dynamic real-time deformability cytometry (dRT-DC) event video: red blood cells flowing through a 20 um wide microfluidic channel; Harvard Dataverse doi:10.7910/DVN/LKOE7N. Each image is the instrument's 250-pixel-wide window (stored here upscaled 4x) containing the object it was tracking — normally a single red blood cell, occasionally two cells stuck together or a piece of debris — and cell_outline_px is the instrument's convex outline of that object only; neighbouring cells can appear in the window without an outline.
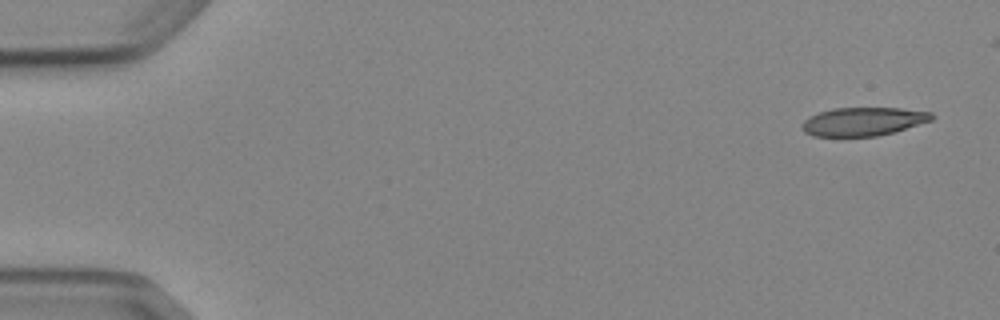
{"species": "Egyptian fruit bat (a non-hibernating species)", "species_latin": "Rousettus aegyptiacus", "temperature_condition": "cold", "stored_images_in_passage": 6, "camera_frame_rate_fps": 3000, "um_per_image_px": 0.085, "animal": {"sex": "female"}, "frame": {"image": 1, "passage_image": 1, "time_ms": 0.0, "image_size_px": [1000, 320], "cell_outline_px": [[936, 116], [932, 120], [892, 132], [876, 136], [812, 136], [804, 132], [800, 124], [808, 116], [832, 108], [900, 108], [932, 112]], "centroid_in_image_um": [73.34, 10.32], "position_along_channel_um": 11.7, "area_um2": 21.5}}
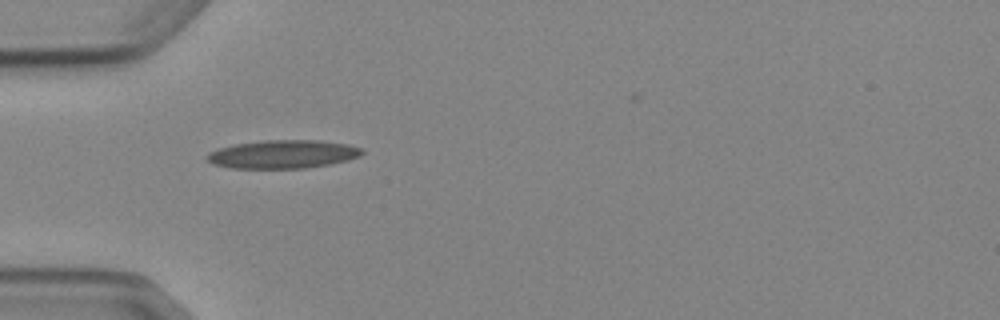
{"frame": {"image": 2, "passage_image": 5, "time_ms": 4.667, "image_size_px": [1000, 320], "cell_outline_px": [[364, 152], [360, 156], [348, 160], [328, 164], [304, 168], [232, 168], [212, 164], [204, 156], [208, 152], [232, 144], [264, 140], [316, 140], [348, 144], [360, 148]], "centroid_in_image_um": [24.01, 13.1], "position_along_channel_um": 61.0, "area_um2": 25.61}}
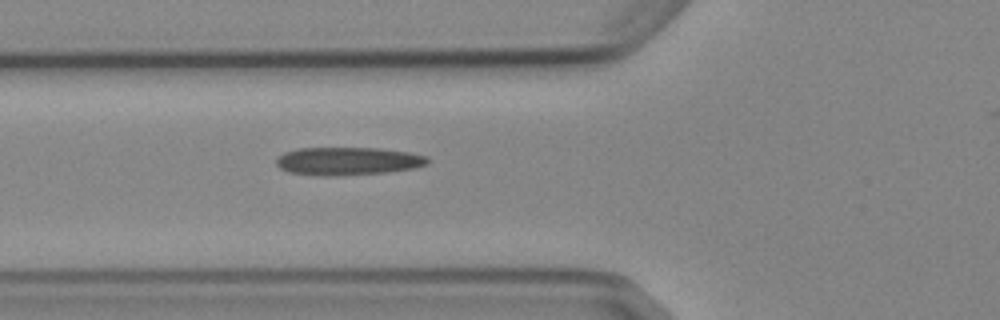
{"frame": {"image": 3, "passage_image": 6, "time_ms": 5.667, "image_size_px": [1000, 320], "cell_outline_px": [[428, 164], [416, 168], [388, 172], [336, 176], [320, 176], [288, 172], [280, 168], [276, 164], [276, 160], [284, 152], [296, 148], [380, 148], [408, 152], [428, 156]], "centroid_in_image_um": [29.58, 13.7], "position_along_channel_um": 96.2, "area_um2": 24.91}}